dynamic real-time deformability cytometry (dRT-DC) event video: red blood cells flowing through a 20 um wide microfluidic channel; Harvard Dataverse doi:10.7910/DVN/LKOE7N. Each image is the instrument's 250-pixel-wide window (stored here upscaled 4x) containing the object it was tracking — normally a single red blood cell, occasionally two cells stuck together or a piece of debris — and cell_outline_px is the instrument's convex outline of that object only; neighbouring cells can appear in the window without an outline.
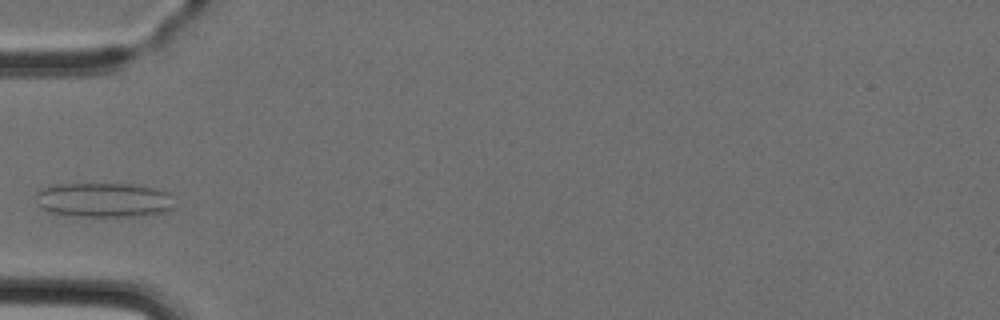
{"species": "Egyptian fruit bat (a non-hibernating species)", "species_latin": "Rousettus aegyptiacus", "temperature_condition": "cold", "stored_images_in_passage": 3, "camera_frame_rate_fps": 3000, "um_per_image_px": 0.085, "animal": {"sex": "female"}, "frame": {"image": 1, "passage_image": 3, "time_ms": 2.333, "image_size_px": [1000, 320], "cell_outline_px": [[172, 208], [168, 212], [132, 216], [76, 216], [48, 212], [40, 208], [36, 196], [36, 192], [40, 188], [56, 184], [132, 184], [156, 188], [168, 192], [172, 196]], "centroid_in_image_um": [8.8, 16.99], "position_along_channel_um": 76.2, "area_um2": 28.03}}